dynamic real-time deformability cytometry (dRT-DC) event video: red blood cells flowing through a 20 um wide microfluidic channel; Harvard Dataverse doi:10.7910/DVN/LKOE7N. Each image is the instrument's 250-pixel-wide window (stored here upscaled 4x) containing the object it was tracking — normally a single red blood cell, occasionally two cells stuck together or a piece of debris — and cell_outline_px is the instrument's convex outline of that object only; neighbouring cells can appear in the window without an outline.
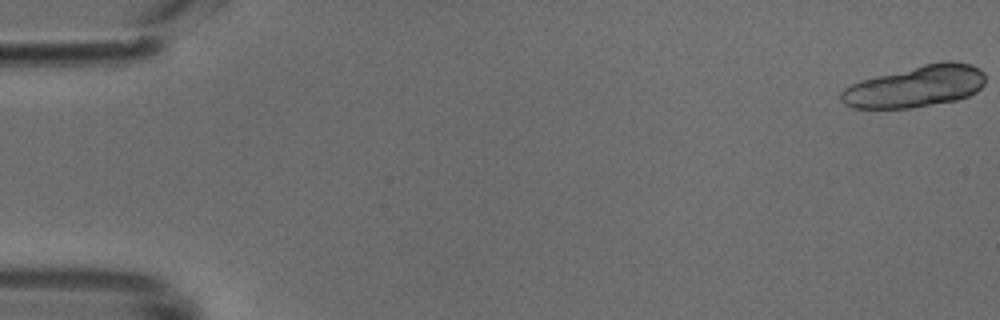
{"species": "common noctule bat (a hibernating species)", "species_latin": "Nyctalus noctula", "temperature_condition": "cold", "stored_images_in_passage": 9, "camera_frame_rate_fps": 3000, "um_per_image_px": 0.085, "animal": {"sex": "male", "body_mass_g": 18.8}, "frame": {"image": 1, "passage_image": 1, "time_ms": 0.0, "image_size_px": [1000, 320], "cell_outline_px": [[984, 84], [976, 92], [968, 96], [956, 100], [912, 108], [852, 108], [844, 104], [840, 100], [840, 92], [844, 88], [860, 80], [940, 60], [952, 60], [972, 64], [980, 68], [984, 72]], "centroid_in_image_um": [77.83, 7.33], "position_along_channel_um": 7.2, "area_um2": 35.2}}